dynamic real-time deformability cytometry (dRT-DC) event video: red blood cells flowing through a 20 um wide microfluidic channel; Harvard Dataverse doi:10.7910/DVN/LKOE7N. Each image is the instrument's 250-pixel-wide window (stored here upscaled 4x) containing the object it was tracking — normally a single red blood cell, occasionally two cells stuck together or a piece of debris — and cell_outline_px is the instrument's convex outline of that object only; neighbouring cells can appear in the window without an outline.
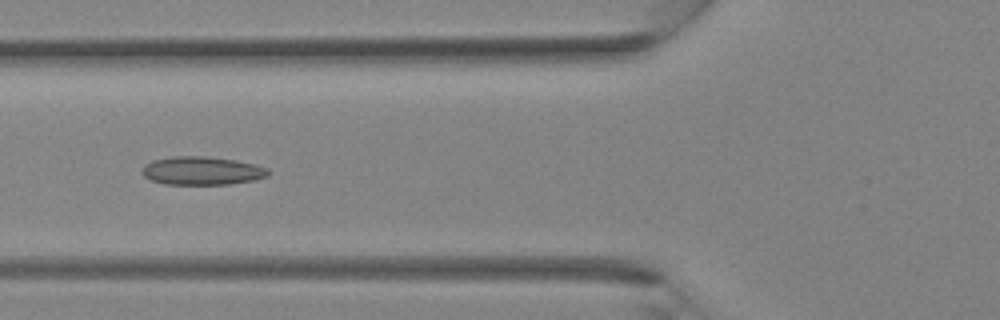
{"species": "Egyptian fruit bat (a non-hibernating species)", "species_latin": "Rousettus aegyptiacus", "temperature_condition": "room temperature", "stored_images_in_passage": 29, "camera_frame_rate_fps": 3000, "um_per_image_px": 0.085, "animal": {"sex": "female"}, "frame": {"image": 1, "passage_image": 7, "time_ms": 2.0, "image_size_px": [1000, 320], "cell_outline_px": [[268, 176], [252, 180], [228, 184], [164, 184], [152, 180], [144, 176], [140, 172], [144, 164], [152, 160], [172, 156], [204, 156], [236, 160], [268, 168]], "centroid_in_image_um": [17.11, 14.5], "position_along_channel_um": 108.7, "area_um2": 20.75}}
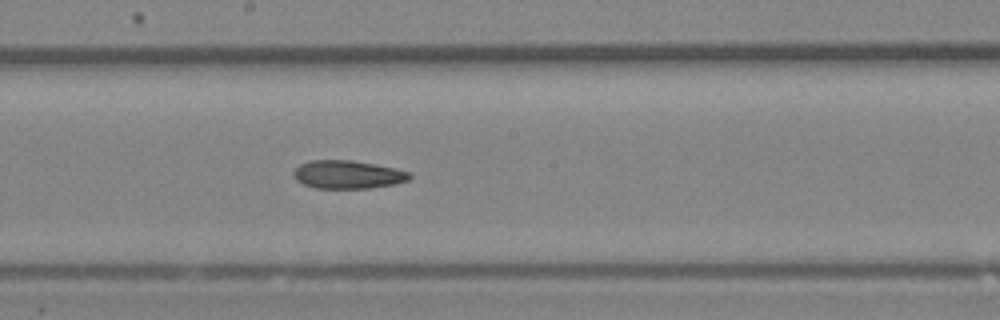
{"frame": {"image": 2, "passage_image": 13, "time_ms": 4.0, "image_size_px": [1000, 320], "cell_outline_px": [[412, 176], [408, 180], [392, 184], [368, 188], [316, 188], [304, 184], [296, 180], [292, 172], [300, 164], [312, 160], [352, 160], [396, 168], [412, 172]], "centroid_in_image_um": [29.57, 14.83], "position_along_channel_um": 218.6, "area_um2": 19.02}}
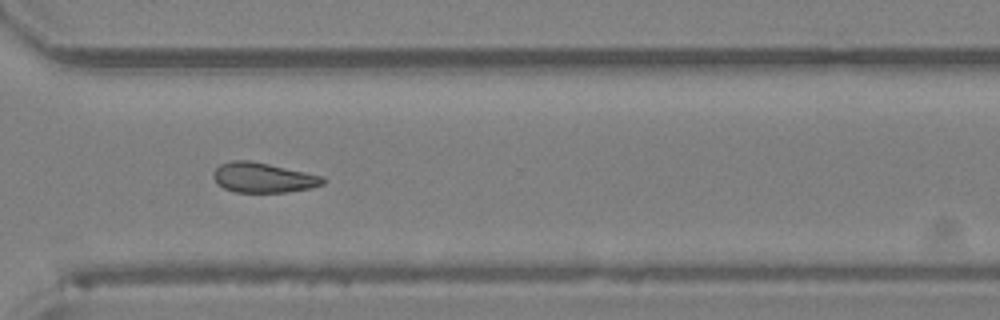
{"frame": {"image": 3, "passage_image": 20, "time_ms": 6.333, "image_size_px": [1000, 320], "cell_outline_px": [[324, 184], [312, 188], [288, 192], [236, 192], [224, 188], [212, 176], [212, 172], [220, 164], [232, 160], [248, 160], [268, 164], [324, 176]], "centroid_in_image_um": [22.38, 15.1], "position_along_channel_um": 348.2, "area_um2": 19.02}}